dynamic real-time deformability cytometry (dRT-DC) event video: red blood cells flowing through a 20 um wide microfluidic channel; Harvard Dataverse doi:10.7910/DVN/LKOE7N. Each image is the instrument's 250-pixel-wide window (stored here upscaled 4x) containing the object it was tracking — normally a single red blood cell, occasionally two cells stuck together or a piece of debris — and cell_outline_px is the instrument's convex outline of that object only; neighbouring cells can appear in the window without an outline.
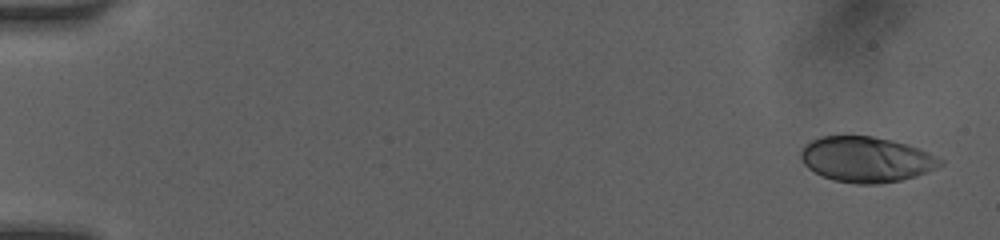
{"species": "human", "species_latin": "Homo sapiens", "temperature_condition": "room temperature", "stored_images_in_passage": 15, "camera_frame_rate_fps": 3000, "um_per_image_px": 0.085, "donor": {"sex": "female"}, "frame": {"image": 1, "passage_image": 1, "time_ms": 0.0, "image_size_px": [1000, 240], "cell_outline_px": [[944, 164], [928, 172], [916, 176], [900, 180], [880, 184], [856, 184], [832, 180], [808, 168], [804, 164], [800, 156], [800, 152], [804, 144], [820, 136], [872, 136], [892, 140], [928, 152], [944, 160]], "centroid_in_image_um": [73.63, 13.55], "position_along_channel_um": 11.4, "area_um2": 36.93}}
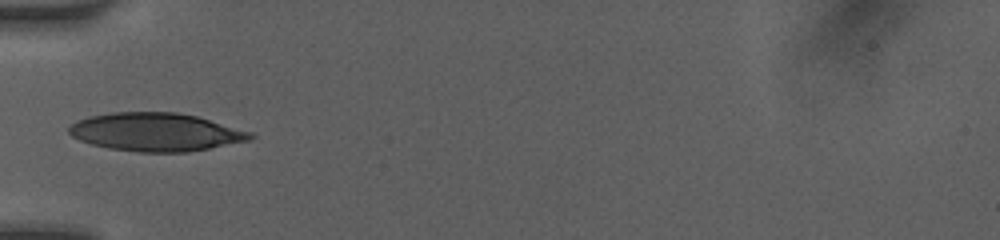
{"frame": {"image": 2, "passage_image": 11, "time_ms": 5.333, "image_size_px": [1000, 240], "cell_outline_px": [[256, 136], [252, 140], [188, 152], [140, 152], [108, 148], [92, 144], [80, 140], [72, 136], [68, 132], [68, 128], [76, 120], [88, 116], [108, 112], [176, 112], [196, 116], [252, 132]], "centroid_in_image_um": [13.24, 11.22], "position_along_channel_um": 71.8, "area_um2": 40.52}}
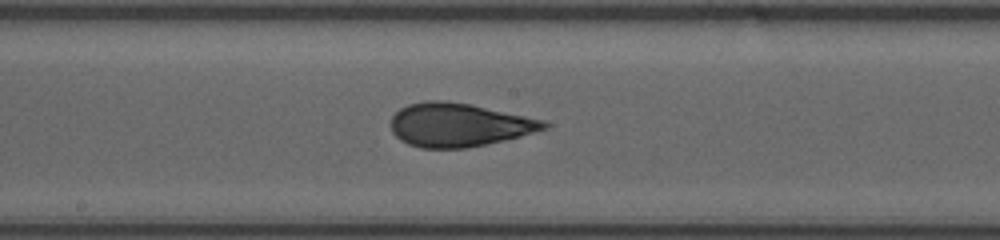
{"frame": {"image": 3, "passage_image": 15, "time_ms": 8.667, "image_size_px": [1000, 240], "cell_outline_px": [[548, 128], [520, 136], [504, 140], [464, 148], [420, 148], [408, 144], [400, 140], [392, 132], [392, 116], [400, 108], [408, 104], [428, 100], [444, 100], [468, 104], [544, 120], [548, 124]], "centroid_in_image_um": [38.96, 10.61], "position_along_channel_um": 209.2, "area_um2": 38.44}}